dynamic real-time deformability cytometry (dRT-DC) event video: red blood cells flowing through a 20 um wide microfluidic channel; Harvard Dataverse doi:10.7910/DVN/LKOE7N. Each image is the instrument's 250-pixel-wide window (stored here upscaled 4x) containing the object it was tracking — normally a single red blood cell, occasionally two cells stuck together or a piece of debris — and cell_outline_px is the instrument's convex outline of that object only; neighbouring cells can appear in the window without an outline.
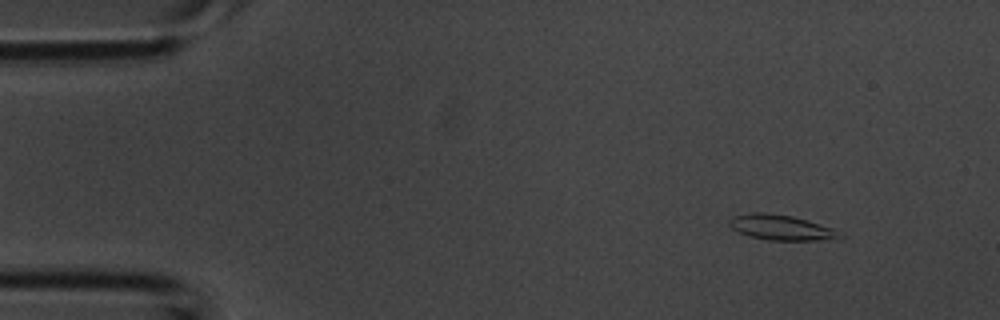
{"species": "common noctule bat (a hibernating species)", "species_latin": "Nyctalus noctula", "temperature_condition": "room temperature", "stored_images_in_passage": 38, "camera_frame_rate_fps": 3000, "um_per_image_px": 0.085, "animal": {"sex": "male", "body_mass_g": 20.1, "forearm_length_mm": 53.5}, "frame": {"image": 1, "passage_image": 1, "time_ms": 0.0, "image_size_px": [1000, 320], "cell_outline_px": [[844, 236], [836, 240], [772, 240], [748, 236], [732, 228], [728, 224], [728, 220], [732, 216], [752, 212], [764, 212], [792, 216], [832, 228], [844, 232]], "centroid_in_image_um": [66.43, 19.34], "position_along_channel_um": 18.6, "area_um2": 16.36}}
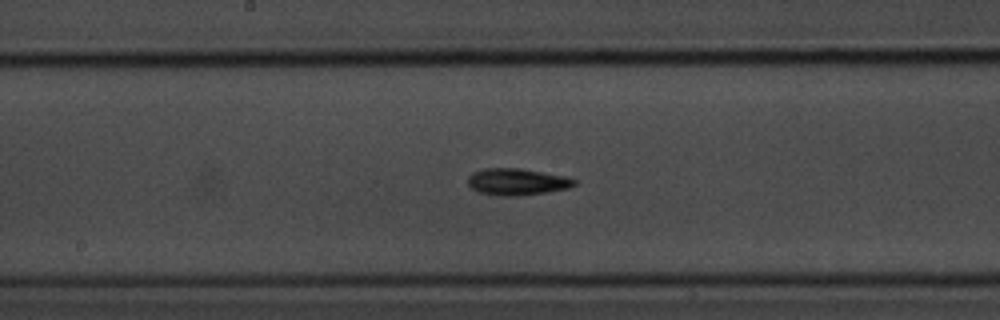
{"frame": {"image": 2, "passage_image": 18, "time_ms": 5.667, "image_size_px": [1000, 320], "cell_outline_px": [[576, 184], [568, 188], [548, 192], [520, 196], [500, 196], [480, 192], [472, 188], [468, 184], [468, 176], [472, 172], [484, 168], [520, 168], [564, 176], [576, 180]], "centroid_in_image_um": [43.93, 15.45], "position_along_channel_um": 204.3, "area_um2": 16.59}}
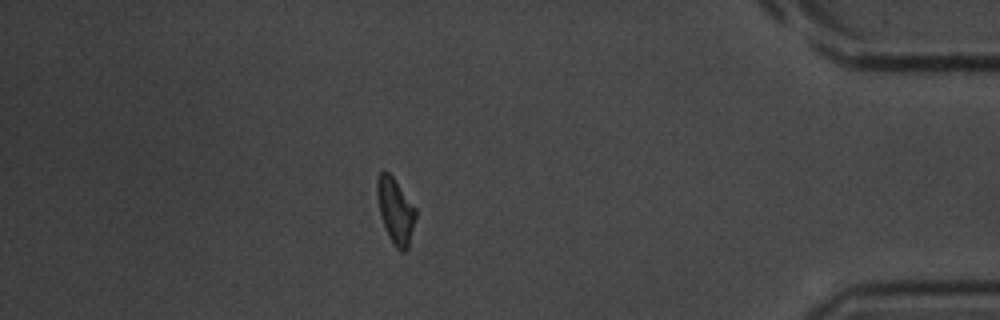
{"frame": {"image": 3, "passage_image": 33, "time_ms": 10.667, "image_size_px": [1000, 320], "cell_outline_px": [[416, 216], [408, 248], [404, 252], [400, 252], [392, 244], [388, 236], [380, 216], [376, 196], [376, 180], [380, 172], [384, 168], [392, 176], [416, 208]], "centroid_in_image_um": [33.59, 17.92], "position_along_channel_um": 401.6, "area_um2": 14.97}}